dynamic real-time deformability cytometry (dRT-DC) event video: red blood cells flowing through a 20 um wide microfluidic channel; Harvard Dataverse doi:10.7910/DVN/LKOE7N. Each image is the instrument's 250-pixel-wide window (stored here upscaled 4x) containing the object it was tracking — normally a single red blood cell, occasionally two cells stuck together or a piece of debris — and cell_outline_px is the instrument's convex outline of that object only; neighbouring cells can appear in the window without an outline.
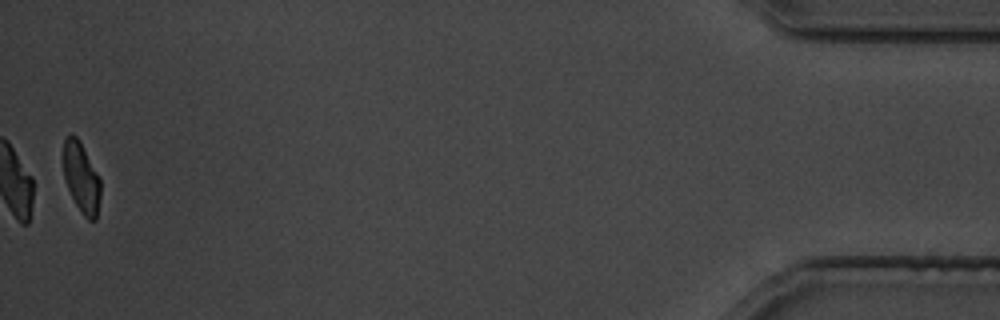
{"species": "common noctule bat (a hibernating species)", "species_latin": "Nyctalus noctula", "temperature_condition": "cold", "stored_images_in_passage": 26, "camera_frame_rate_fps": 3000, "um_per_image_px": 0.085, "animal": {"sex": "male", "body_mass_g": 19.5, "forearm_length_mm": 54.6}, "frame": {"image": 1, "passage_image": 26, "time_ms": 30.333, "image_size_px": [1000, 320], "cell_outline_px": [[100, 196], [96, 220], [88, 220], [84, 216], [76, 204], [64, 180], [64, 140], [72, 132], [80, 140], [100, 180]], "centroid_in_image_um": [6.91, 15.09], "position_along_channel_um": 428.3, "area_um2": 14.97}}